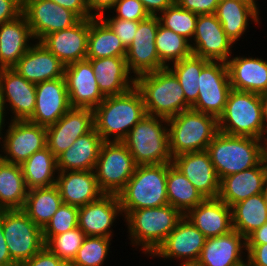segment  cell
<instances>
[{
    "label": "cell",
    "instance_id": "6da1fadb",
    "mask_svg": "<svg viewBox=\"0 0 267 266\" xmlns=\"http://www.w3.org/2000/svg\"><path fill=\"white\" fill-rule=\"evenodd\" d=\"M93 112L94 128L103 141H122L147 114L142 94L136 86L125 93L106 96Z\"/></svg>",
    "mask_w": 267,
    "mask_h": 266
},
{
    "label": "cell",
    "instance_id": "7a4b0ae2",
    "mask_svg": "<svg viewBox=\"0 0 267 266\" xmlns=\"http://www.w3.org/2000/svg\"><path fill=\"white\" fill-rule=\"evenodd\" d=\"M246 136L218 132L207 151L219 180L257 166L264 158L267 142Z\"/></svg>",
    "mask_w": 267,
    "mask_h": 266
},
{
    "label": "cell",
    "instance_id": "3957f363",
    "mask_svg": "<svg viewBox=\"0 0 267 266\" xmlns=\"http://www.w3.org/2000/svg\"><path fill=\"white\" fill-rule=\"evenodd\" d=\"M135 86L142 94L148 115L169 119L191 109L179 80L168 67L138 75Z\"/></svg>",
    "mask_w": 267,
    "mask_h": 266
},
{
    "label": "cell",
    "instance_id": "277c9868",
    "mask_svg": "<svg viewBox=\"0 0 267 266\" xmlns=\"http://www.w3.org/2000/svg\"><path fill=\"white\" fill-rule=\"evenodd\" d=\"M184 215L170 204L132 210L125 216L128 234L134 246L151 256Z\"/></svg>",
    "mask_w": 267,
    "mask_h": 266
},
{
    "label": "cell",
    "instance_id": "5b68a950",
    "mask_svg": "<svg viewBox=\"0 0 267 266\" xmlns=\"http://www.w3.org/2000/svg\"><path fill=\"white\" fill-rule=\"evenodd\" d=\"M167 163L137 165L125 188L118 194L124 217L132 210L165 206Z\"/></svg>",
    "mask_w": 267,
    "mask_h": 266
},
{
    "label": "cell",
    "instance_id": "8992f818",
    "mask_svg": "<svg viewBox=\"0 0 267 266\" xmlns=\"http://www.w3.org/2000/svg\"><path fill=\"white\" fill-rule=\"evenodd\" d=\"M167 125L172 157L207 150L208 144L219 132L216 117L193 109L167 119Z\"/></svg>",
    "mask_w": 267,
    "mask_h": 266
},
{
    "label": "cell",
    "instance_id": "52a82bcc",
    "mask_svg": "<svg viewBox=\"0 0 267 266\" xmlns=\"http://www.w3.org/2000/svg\"><path fill=\"white\" fill-rule=\"evenodd\" d=\"M167 126L166 118L146 114L121 141L137 165L172 163Z\"/></svg>",
    "mask_w": 267,
    "mask_h": 266
},
{
    "label": "cell",
    "instance_id": "ba28073f",
    "mask_svg": "<svg viewBox=\"0 0 267 266\" xmlns=\"http://www.w3.org/2000/svg\"><path fill=\"white\" fill-rule=\"evenodd\" d=\"M220 132L267 142L262 118L261 95L231 89L223 114L218 118Z\"/></svg>",
    "mask_w": 267,
    "mask_h": 266
},
{
    "label": "cell",
    "instance_id": "9c48e42d",
    "mask_svg": "<svg viewBox=\"0 0 267 266\" xmlns=\"http://www.w3.org/2000/svg\"><path fill=\"white\" fill-rule=\"evenodd\" d=\"M136 167L130 151L121 141H104L94 169L100 190L104 194L118 195Z\"/></svg>",
    "mask_w": 267,
    "mask_h": 266
},
{
    "label": "cell",
    "instance_id": "30bf717a",
    "mask_svg": "<svg viewBox=\"0 0 267 266\" xmlns=\"http://www.w3.org/2000/svg\"><path fill=\"white\" fill-rule=\"evenodd\" d=\"M2 229L11 259L17 266L45 246L42 229L22 210H2Z\"/></svg>",
    "mask_w": 267,
    "mask_h": 266
},
{
    "label": "cell",
    "instance_id": "8fae6325",
    "mask_svg": "<svg viewBox=\"0 0 267 266\" xmlns=\"http://www.w3.org/2000/svg\"><path fill=\"white\" fill-rule=\"evenodd\" d=\"M199 95L191 109L217 119L223 114L231 88L228 67L222 61H209L201 71Z\"/></svg>",
    "mask_w": 267,
    "mask_h": 266
},
{
    "label": "cell",
    "instance_id": "7c38bea8",
    "mask_svg": "<svg viewBox=\"0 0 267 266\" xmlns=\"http://www.w3.org/2000/svg\"><path fill=\"white\" fill-rule=\"evenodd\" d=\"M2 140L0 159L17 165L23 164L34 152L46 147V127L28 120L14 121L10 124Z\"/></svg>",
    "mask_w": 267,
    "mask_h": 266
},
{
    "label": "cell",
    "instance_id": "4fadbf2b",
    "mask_svg": "<svg viewBox=\"0 0 267 266\" xmlns=\"http://www.w3.org/2000/svg\"><path fill=\"white\" fill-rule=\"evenodd\" d=\"M22 14L38 42L46 35L70 28L80 20L74 12L51 0H22Z\"/></svg>",
    "mask_w": 267,
    "mask_h": 266
},
{
    "label": "cell",
    "instance_id": "5bb4252c",
    "mask_svg": "<svg viewBox=\"0 0 267 266\" xmlns=\"http://www.w3.org/2000/svg\"><path fill=\"white\" fill-rule=\"evenodd\" d=\"M160 24L158 16L139 21L134 39L127 48L126 62L129 71L138 75L165 68L159 59L155 38Z\"/></svg>",
    "mask_w": 267,
    "mask_h": 266
},
{
    "label": "cell",
    "instance_id": "9a60e30c",
    "mask_svg": "<svg viewBox=\"0 0 267 266\" xmlns=\"http://www.w3.org/2000/svg\"><path fill=\"white\" fill-rule=\"evenodd\" d=\"M190 43H193L191 44L193 55L225 63L232 56L231 48L234 47L215 14L198 15Z\"/></svg>",
    "mask_w": 267,
    "mask_h": 266
},
{
    "label": "cell",
    "instance_id": "2e32d148",
    "mask_svg": "<svg viewBox=\"0 0 267 266\" xmlns=\"http://www.w3.org/2000/svg\"><path fill=\"white\" fill-rule=\"evenodd\" d=\"M93 128V109L71 107L55 124L46 127V145L57 158Z\"/></svg>",
    "mask_w": 267,
    "mask_h": 266
},
{
    "label": "cell",
    "instance_id": "e0dca14e",
    "mask_svg": "<svg viewBox=\"0 0 267 266\" xmlns=\"http://www.w3.org/2000/svg\"><path fill=\"white\" fill-rule=\"evenodd\" d=\"M0 102L12 112V120H29L36 104L35 83L27 81L12 68L0 69ZM6 105V106H5Z\"/></svg>",
    "mask_w": 267,
    "mask_h": 266
},
{
    "label": "cell",
    "instance_id": "ac0fdd59",
    "mask_svg": "<svg viewBox=\"0 0 267 266\" xmlns=\"http://www.w3.org/2000/svg\"><path fill=\"white\" fill-rule=\"evenodd\" d=\"M36 104L31 123L48 127L55 124L70 108L65 77L35 84Z\"/></svg>",
    "mask_w": 267,
    "mask_h": 266
},
{
    "label": "cell",
    "instance_id": "d6986e66",
    "mask_svg": "<svg viewBox=\"0 0 267 266\" xmlns=\"http://www.w3.org/2000/svg\"><path fill=\"white\" fill-rule=\"evenodd\" d=\"M205 241L204 234L184 216L151 256L197 262Z\"/></svg>",
    "mask_w": 267,
    "mask_h": 266
},
{
    "label": "cell",
    "instance_id": "ffe728a7",
    "mask_svg": "<svg viewBox=\"0 0 267 266\" xmlns=\"http://www.w3.org/2000/svg\"><path fill=\"white\" fill-rule=\"evenodd\" d=\"M94 75L88 59L65 66L64 77L71 107L94 110L105 99Z\"/></svg>",
    "mask_w": 267,
    "mask_h": 266
},
{
    "label": "cell",
    "instance_id": "44dd1931",
    "mask_svg": "<svg viewBox=\"0 0 267 266\" xmlns=\"http://www.w3.org/2000/svg\"><path fill=\"white\" fill-rule=\"evenodd\" d=\"M89 18L80 19L64 30L46 35L40 42L65 66L87 57Z\"/></svg>",
    "mask_w": 267,
    "mask_h": 266
},
{
    "label": "cell",
    "instance_id": "7402d4cb",
    "mask_svg": "<svg viewBox=\"0 0 267 266\" xmlns=\"http://www.w3.org/2000/svg\"><path fill=\"white\" fill-rule=\"evenodd\" d=\"M118 214L123 215L118 195L103 194L96 201L79 207L78 227L86 236L111 238V227Z\"/></svg>",
    "mask_w": 267,
    "mask_h": 266
},
{
    "label": "cell",
    "instance_id": "603a6c76",
    "mask_svg": "<svg viewBox=\"0 0 267 266\" xmlns=\"http://www.w3.org/2000/svg\"><path fill=\"white\" fill-rule=\"evenodd\" d=\"M172 164L204 198H218L220 180L207 150L180 154L172 158Z\"/></svg>",
    "mask_w": 267,
    "mask_h": 266
},
{
    "label": "cell",
    "instance_id": "cb8c5ba5",
    "mask_svg": "<svg viewBox=\"0 0 267 266\" xmlns=\"http://www.w3.org/2000/svg\"><path fill=\"white\" fill-rule=\"evenodd\" d=\"M35 42L12 69L35 84L64 77L65 65L41 42Z\"/></svg>",
    "mask_w": 267,
    "mask_h": 266
},
{
    "label": "cell",
    "instance_id": "d4e9b609",
    "mask_svg": "<svg viewBox=\"0 0 267 266\" xmlns=\"http://www.w3.org/2000/svg\"><path fill=\"white\" fill-rule=\"evenodd\" d=\"M184 216L206 238L222 236L233 230L231 207L219 198H205Z\"/></svg>",
    "mask_w": 267,
    "mask_h": 266
},
{
    "label": "cell",
    "instance_id": "484cf974",
    "mask_svg": "<svg viewBox=\"0 0 267 266\" xmlns=\"http://www.w3.org/2000/svg\"><path fill=\"white\" fill-rule=\"evenodd\" d=\"M266 179L267 162L264 158L251 169L222 178L218 198L232 207L252 195L261 194Z\"/></svg>",
    "mask_w": 267,
    "mask_h": 266
},
{
    "label": "cell",
    "instance_id": "4316f807",
    "mask_svg": "<svg viewBox=\"0 0 267 266\" xmlns=\"http://www.w3.org/2000/svg\"><path fill=\"white\" fill-rule=\"evenodd\" d=\"M246 251V238L239 232L206 238L204 247L197 262L202 266H243L247 263L242 259Z\"/></svg>",
    "mask_w": 267,
    "mask_h": 266
},
{
    "label": "cell",
    "instance_id": "83f0119b",
    "mask_svg": "<svg viewBox=\"0 0 267 266\" xmlns=\"http://www.w3.org/2000/svg\"><path fill=\"white\" fill-rule=\"evenodd\" d=\"M56 186L65 204L77 207L96 201L104 193L100 190L95 171H58Z\"/></svg>",
    "mask_w": 267,
    "mask_h": 266
},
{
    "label": "cell",
    "instance_id": "f1b7e54d",
    "mask_svg": "<svg viewBox=\"0 0 267 266\" xmlns=\"http://www.w3.org/2000/svg\"><path fill=\"white\" fill-rule=\"evenodd\" d=\"M231 88L259 95L267 93V61L237 56L226 62Z\"/></svg>",
    "mask_w": 267,
    "mask_h": 266
},
{
    "label": "cell",
    "instance_id": "f546056e",
    "mask_svg": "<svg viewBox=\"0 0 267 266\" xmlns=\"http://www.w3.org/2000/svg\"><path fill=\"white\" fill-rule=\"evenodd\" d=\"M92 65L98 88L106 96L119 95L135 86L125 57L88 59ZM130 75V77H129Z\"/></svg>",
    "mask_w": 267,
    "mask_h": 266
},
{
    "label": "cell",
    "instance_id": "4dcf8cb0",
    "mask_svg": "<svg viewBox=\"0 0 267 266\" xmlns=\"http://www.w3.org/2000/svg\"><path fill=\"white\" fill-rule=\"evenodd\" d=\"M31 39L35 40L23 14L0 24V69L12 68L32 46Z\"/></svg>",
    "mask_w": 267,
    "mask_h": 266
},
{
    "label": "cell",
    "instance_id": "1f68e13d",
    "mask_svg": "<svg viewBox=\"0 0 267 266\" xmlns=\"http://www.w3.org/2000/svg\"><path fill=\"white\" fill-rule=\"evenodd\" d=\"M259 10L255 0H219L215 15L227 37L235 44L245 33L250 19L260 24Z\"/></svg>",
    "mask_w": 267,
    "mask_h": 266
},
{
    "label": "cell",
    "instance_id": "d6a6232c",
    "mask_svg": "<svg viewBox=\"0 0 267 266\" xmlns=\"http://www.w3.org/2000/svg\"><path fill=\"white\" fill-rule=\"evenodd\" d=\"M103 142L100 134L93 128L77 138L71 147L56 158L57 170L61 172L94 170Z\"/></svg>",
    "mask_w": 267,
    "mask_h": 266
},
{
    "label": "cell",
    "instance_id": "836d02e7",
    "mask_svg": "<svg viewBox=\"0 0 267 266\" xmlns=\"http://www.w3.org/2000/svg\"><path fill=\"white\" fill-rule=\"evenodd\" d=\"M27 194L21 165L0 159V210H22Z\"/></svg>",
    "mask_w": 267,
    "mask_h": 266
},
{
    "label": "cell",
    "instance_id": "e575fe53",
    "mask_svg": "<svg viewBox=\"0 0 267 266\" xmlns=\"http://www.w3.org/2000/svg\"><path fill=\"white\" fill-rule=\"evenodd\" d=\"M127 49L119 37L101 18H89L88 51L86 59L126 57Z\"/></svg>",
    "mask_w": 267,
    "mask_h": 266
},
{
    "label": "cell",
    "instance_id": "d590c367",
    "mask_svg": "<svg viewBox=\"0 0 267 266\" xmlns=\"http://www.w3.org/2000/svg\"><path fill=\"white\" fill-rule=\"evenodd\" d=\"M63 203L56 185L28 190L22 211L42 230Z\"/></svg>",
    "mask_w": 267,
    "mask_h": 266
},
{
    "label": "cell",
    "instance_id": "8d00e7d4",
    "mask_svg": "<svg viewBox=\"0 0 267 266\" xmlns=\"http://www.w3.org/2000/svg\"><path fill=\"white\" fill-rule=\"evenodd\" d=\"M21 167L28 190L56 184L57 159L47 146L34 152Z\"/></svg>",
    "mask_w": 267,
    "mask_h": 266
},
{
    "label": "cell",
    "instance_id": "74e56055",
    "mask_svg": "<svg viewBox=\"0 0 267 266\" xmlns=\"http://www.w3.org/2000/svg\"><path fill=\"white\" fill-rule=\"evenodd\" d=\"M166 191L168 203L183 215L205 199L172 163H167Z\"/></svg>",
    "mask_w": 267,
    "mask_h": 266
},
{
    "label": "cell",
    "instance_id": "f35d334b",
    "mask_svg": "<svg viewBox=\"0 0 267 266\" xmlns=\"http://www.w3.org/2000/svg\"><path fill=\"white\" fill-rule=\"evenodd\" d=\"M233 230L245 238L267 222V208L262 194L234 204L231 207Z\"/></svg>",
    "mask_w": 267,
    "mask_h": 266
},
{
    "label": "cell",
    "instance_id": "ab89813d",
    "mask_svg": "<svg viewBox=\"0 0 267 266\" xmlns=\"http://www.w3.org/2000/svg\"><path fill=\"white\" fill-rule=\"evenodd\" d=\"M155 45L160 62L164 67H169V62L176 63L193 54L188 39L161 24L158 26Z\"/></svg>",
    "mask_w": 267,
    "mask_h": 266
},
{
    "label": "cell",
    "instance_id": "60d3db41",
    "mask_svg": "<svg viewBox=\"0 0 267 266\" xmlns=\"http://www.w3.org/2000/svg\"><path fill=\"white\" fill-rule=\"evenodd\" d=\"M208 62L209 60L192 54L168 67L179 80L186 102L191 107L196 103L199 95L198 83L202 68Z\"/></svg>",
    "mask_w": 267,
    "mask_h": 266
},
{
    "label": "cell",
    "instance_id": "b9f144b4",
    "mask_svg": "<svg viewBox=\"0 0 267 266\" xmlns=\"http://www.w3.org/2000/svg\"><path fill=\"white\" fill-rule=\"evenodd\" d=\"M160 24L191 41L198 15L185 10L175 2L158 16Z\"/></svg>",
    "mask_w": 267,
    "mask_h": 266
},
{
    "label": "cell",
    "instance_id": "7bdbcfd3",
    "mask_svg": "<svg viewBox=\"0 0 267 266\" xmlns=\"http://www.w3.org/2000/svg\"><path fill=\"white\" fill-rule=\"evenodd\" d=\"M111 239L108 237L86 236L77 251L73 266H102L109 252Z\"/></svg>",
    "mask_w": 267,
    "mask_h": 266
},
{
    "label": "cell",
    "instance_id": "ee69618b",
    "mask_svg": "<svg viewBox=\"0 0 267 266\" xmlns=\"http://www.w3.org/2000/svg\"><path fill=\"white\" fill-rule=\"evenodd\" d=\"M85 237V233L76 227L65 233L52 236L45 243V246L61 260L72 262Z\"/></svg>",
    "mask_w": 267,
    "mask_h": 266
},
{
    "label": "cell",
    "instance_id": "f6af8a7d",
    "mask_svg": "<svg viewBox=\"0 0 267 266\" xmlns=\"http://www.w3.org/2000/svg\"><path fill=\"white\" fill-rule=\"evenodd\" d=\"M79 207L62 203L49 223L42 230L44 243L56 236L78 227Z\"/></svg>",
    "mask_w": 267,
    "mask_h": 266
},
{
    "label": "cell",
    "instance_id": "bcb514c9",
    "mask_svg": "<svg viewBox=\"0 0 267 266\" xmlns=\"http://www.w3.org/2000/svg\"><path fill=\"white\" fill-rule=\"evenodd\" d=\"M119 37L123 46L127 49L134 39L139 21L122 20L117 17H100Z\"/></svg>",
    "mask_w": 267,
    "mask_h": 266
},
{
    "label": "cell",
    "instance_id": "7dc6e473",
    "mask_svg": "<svg viewBox=\"0 0 267 266\" xmlns=\"http://www.w3.org/2000/svg\"><path fill=\"white\" fill-rule=\"evenodd\" d=\"M122 20L143 21L150 15L139 0H117L112 10Z\"/></svg>",
    "mask_w": 267,
    "mask_h": 266
},
{
    "label": "cell",
    "instance_id": "c3c4849f",
    "mask_svg": "<svg viewBox=\"0 0 267 266\" xmlns=\"http://www.w3.org/2000/svg\"><path fill=\"white\" fill-rule=\"evenodd\" d=\"M185 10L197 15L215 14L219 0H175Z\"/></svg>",
    "mask_w": 267,
    "mask_h": 266
},
{
    "label": "cell",
    "instance_id": "681fc988",
    "mask_svg": "<svg viewBox=\"0 0 267 266\" xmlns=\"http://www.w3.org/2000/svg\"><path fill=\"white\" fill-rule=\"evenodd\" d=\"M22 14V0H0V24L12 21Z\"/></svg>",
    "mask_w": 267,
    "mask_h": 266
},
{
    "label": "cell",
    "instance_id": "f907efd6",
    "mask_svg": "<svg viewBox=\"0 0 267 266\" xmlns=\"http://www.w3.org/2000/svg\"><path fill=\"white\" fill-rule=\"evenodd\" d=\"M249 266H267V244L246 245Z\"/></svg>",
    "mask_w": 267,
    "mask_h": 266
},
{
    "label": "cell",
    "instance_id": "816d5d0a",
    "mask_svg": "<svg viewBox=\"0 0 267 266\" xmlns=\"http://www.w3.org/2000/svg\"><path fill=\"white\" fill-rule=\"evenodd\" d=\"M58 5L71 10L80 19L93 18L88 9L87 0H51Z\"/></svg>",
    "mask_w": 267,
    "mask_h": 266
},
{
    "label": "cell",
    "instance_id": "f5cc1de1",
    "mask_svg": "<svg viewBox=\"0 0 267 266\" xmlns=\"http://www.w3.org/2000/svg\"><path fill=\"white\" fill-rule=\"evenodd\" d=\"M116 2L117 0H87V5L90 15L94 18H100L105 16L104 11L111 10Z\"/></svg>",
    "mask_w": 267,
    "mask_h": 266
},
{
    "label": "cell",
    "instance_id": "db71d44e",
    "mask_svg": "<svg viewBox=\"0 0 267 266\" xmlns=\"http://www.w3.org/2000/svg\"><path fill=\"white\" fill-rule=\"evenodd\" d=\"M20 266H52V252L44 246L37 254Z\"/></svg>",
    "mask_w": 267,
    "mask_h": 266
},
{
    "label": "cell",
    "instance_id": "11a10c76",
    "mask_svg": "<svg viewBox=\"0 0 267 266\" xmlns=\"http://www.w3.org/2000/svg\"><path fill=\"white\" fill-rule=\"evenodd\" d=\"M150 16H158L166 8L170 7L175 0H139Z\"/></svg>",
    "mask_w": 267,
    "mask_h": 266
},
{
    "label": "cell",
    "instance_id": "9f6ffc18",
    "mask_svg": "<svg viewBox=\"0 0 267 266\" xmlns=\"http://www.w3.org/2000/svg\"><path fill=\"white\" fill-rule=\"evenodd\" d=\"M0 264L3 266H17L11 259L2 229V210H0Z\"/></svg>",
    "mask_w": 267,
    "mask_h": 266
},
{
    "label": "cell",
    "instance_id": "6f0895ef",
    "mask_svg": "<svg viewBox=\"0 0 267 266\" xmlns=\"http://www.w3.org/2000/svg\"><path fill=\"white\" fill-rule=\"evenodd\" d=\"M267 244V222L246 237V245Z\"/></svg>",
    "mask_w": 267,
    "mask_h": 266
},
{
    "label": "cell",
    "instance_id": "680465c9",
    "mask_svg": "<svg viewBox=\"0 0 267 266\" xmlns=\"http://www.w3.org/2000/svg\"><path fill=\"white\" fill-rule=\"evenodd\" d=\"M262 118L265 126V135L267 134V93L261 95Z\"/></svg>",
    "mask_w": 267,
    "mask_h": 266
},
{
    "label": "cell",
    "instance_id": "91938a15",
    "mask_svg": "<svg viewBox=\"0 0 267 266\" xmlns=\"http://www.w3.org/2000/svg\"><path fill=\"white\" fill-rule=\"evenodd\" d=\"M5 114H7L6 113V108H4V106L0 102V141L4 138V137H2V136H4L2 134V130H3V127H5V125H4V123H5L4 121L6 120L5 119V116H6Z\"/></svg>",
    "mask_w": 267,
    "mask_h": 266
},
{
    "label": "cell",
    "instance_id": "94428289",
    "mask_svg": "<svg viewBox=\"0 0 267 266\" xmlns=\"http://www.w3.org/2000/svg\"><path fill=\"white\" fill-rule=\"evenodd\" d=\"M52 266H73L70 261L61 260L55 254L52 253Z\"/></svg>",
    "mask_w": 267,
    "mask_h": 266
},
{
    "label": "cell",
    "instance_id": "6125c7cd",
    "mask_svg": "<svg viewBox=\"0 0 267 266\" xmlns=\"http://www.w3.org/2000/svg\"><path fill=\"white\" fill-rule=\"evenodd\" d=\"M261 194L263 196V199H264V202H265L266 208H267V179L265 180L264 187H263Z\"/></svg>",
    "mask_w": 267,
    "mask_h": 266
},
{
    "label": "cell",
    "instance_id": "be15d7a7",
    "mask_svg": "<svg viewBox=\"0 0 267 266\" xmlns=\"http://www.w3.org/2000/svg\"><path fill=\"white\" fill-rule=\"evenodd\" d=\"M180 266H202L198 262H182L179 264Z\"/></svg>",
    "mask_w": 267,
    "mask_h": 266
},
{
    "label": "cell",
    "instance_id": "e7e4bbea",
    "mask_svg": "<svg viewBox=\"0 0 267 266\" xmlns=\"http://www.w3.org/2000/svg\"><path fill=\"white\" fill-rule=\"evenodd\" d=\"M265 160L267 162V150H266V153H265Z\"/></svg>",
    "mask_w": 267,
    "mask_h": 266
}]
</instances>
